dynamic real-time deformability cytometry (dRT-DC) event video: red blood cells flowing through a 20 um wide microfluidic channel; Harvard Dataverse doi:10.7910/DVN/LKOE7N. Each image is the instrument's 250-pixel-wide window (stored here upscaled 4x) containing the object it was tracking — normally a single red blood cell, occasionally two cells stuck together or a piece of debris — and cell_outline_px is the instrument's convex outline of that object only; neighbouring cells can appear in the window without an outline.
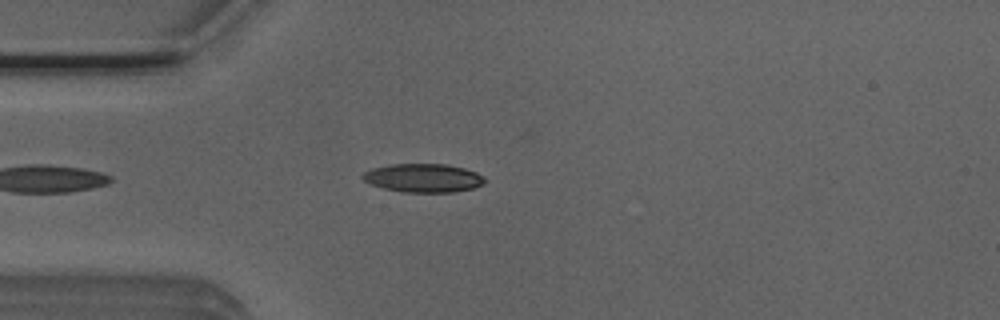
{"species": "Egyptian fruit bat (a non-hibernating species)", "species_latin": "Rousettus aegyptiacus", "temperature_condition": "room temperature", "stored_images_in_passage": 41, "camera_frame_rate_fps": 3000, "um_per_image_px": 0.085, "animal": {"sex": "male"}, "frame": {"image": 1, "passage_image": 5, "time_ms": 1.333, "image_size_px": [1000, 320], "cell_outline_px": [[488, 180], [484, 184], [472, 188], [452, 192], [404, 192], [384, 188], [372, 184], [364, 180], [360, 176], [364, 172], [372, 168], [392, 164], [444, 164], [464, 168], [476, 172], [484, 176]], "centroid_in_image_um": [36.01, 15.12], "position_along_channel_um": 49.0, "area_um2": 20.29}}
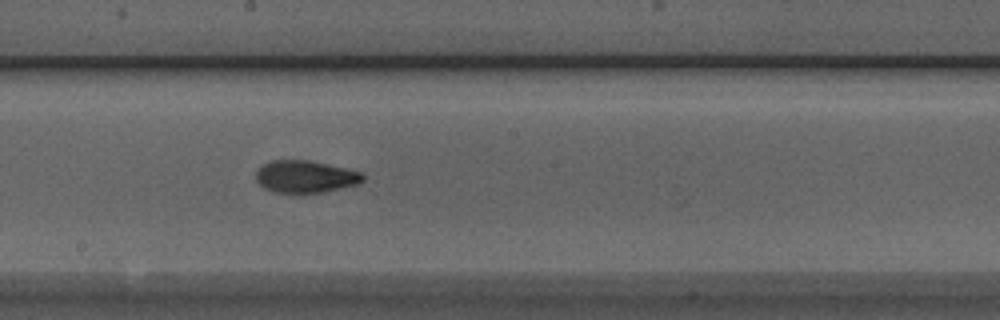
{"frame": {"image": 2, "passage_image": 19, "time_ms": 6.0, "image_size_px": [1000, 320], "cell_outline_px": [[364, 180], [360, 184], [320, 192], [276, 192], [264, 188], [256, 180], [256, 172], [260, 164], [272, 160], [308, 160], [344, 168], [360, 172], [364, 176]], "centroid_in_image_um": [25.92, 15.0], "position_along_channel_um": 222.3, "area_um2": 19.88}}
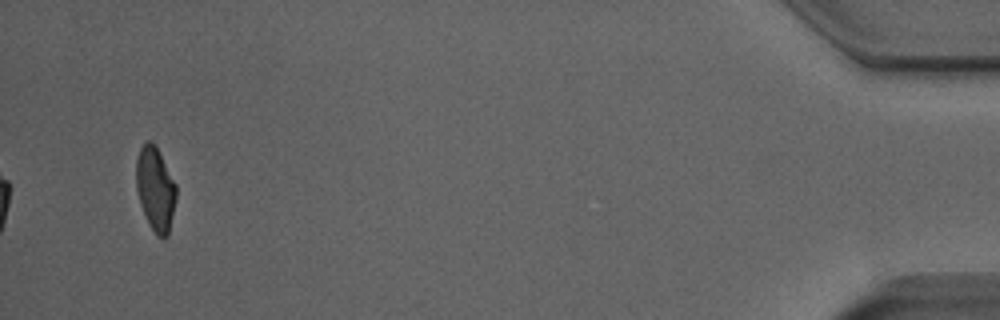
{"frame": {"image": 3, "passage_image": 41, "time_ms": 13.333, "image_size_px": [1000, 320], "cell_outline_px": [[176, 200], [168, 236], [164, 240], [156, 236], [148, 224], [140, 204], [136, 188], [136, 160], [140, 148], [144, 140], [152, 140], [156, 144], [176, 184]], "centroid_in_image_um": [13.2, 16.05], "position_along_channel_um": 422.0, "area_um2": 20.06}, "authors_computed_cell_mechanics": {"area_um2": 20.0566, "velocity_mm_per_s": 3.9338, "shape_relaxation_time_tau1_ms": 5.8379, "shape_relaxation_time_tau2_ms": 1.6876, "deformation_change_tau1": 0.1785, "deformation_change_tau2": 0.0784}}